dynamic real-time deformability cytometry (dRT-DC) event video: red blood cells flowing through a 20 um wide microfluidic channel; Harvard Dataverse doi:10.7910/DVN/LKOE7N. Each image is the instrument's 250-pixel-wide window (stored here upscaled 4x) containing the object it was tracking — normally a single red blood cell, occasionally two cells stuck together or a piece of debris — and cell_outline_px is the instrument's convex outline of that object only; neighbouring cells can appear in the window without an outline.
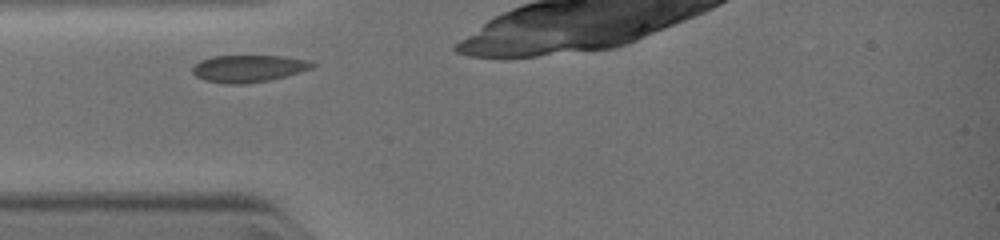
{"species": "common noctule bat (a hibernating species)", "species_latin": "Nyctalus noctula", "temperature_condition": "warm", "stored_images_in_passage": 2, "camera_frame_rate_fps": 3000, "um_per_image_px": 0.085, "animal": {"sex": "female", "body_mass_g": 19.0, "forearm_length_mm": 51.5}, "frame": {"image": 1, "passage_image": 1, "time_ms": 0.0, "image_size_px": [1000, 240], "cell_outline_px": [[316, 64], [312, 68], [300, 72], [272, 80], [244, 84], [224, 84], [204, 80], [196, 76], [192, 72], [192, 68], [200, 60], [212, 56], [280, 56], [304, 60]], "centroid_in_image_um": [21.08, 5.84], "position_along_channel_um": 63.9, "area_um2": 18.9}}